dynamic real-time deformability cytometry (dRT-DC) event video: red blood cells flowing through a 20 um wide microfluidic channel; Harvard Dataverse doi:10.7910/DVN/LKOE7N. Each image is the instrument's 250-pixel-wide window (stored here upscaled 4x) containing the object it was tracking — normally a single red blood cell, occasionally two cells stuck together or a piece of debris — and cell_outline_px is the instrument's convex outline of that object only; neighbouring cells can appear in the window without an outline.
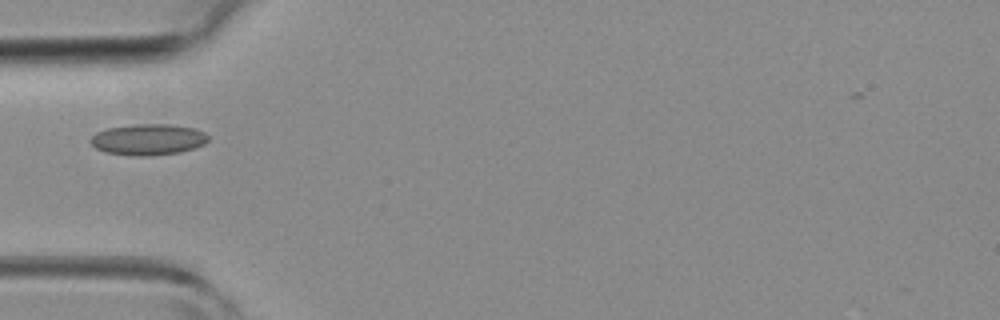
{"species": "common noctule bat (a hibernating species)", "species_latin": "Nyctalus noctula", "temperature_condition": "room temperature", "stored_images_in_passage": 2, "camera_frame_rate_fps": 3000, "um_per_image_px": 0.085, "animal": {"sex": "female", "body_mass_g": 19.3, "forearm_length_mm": 54.1}, "frame": {"image": 1, "passage_image": 1, "time_ms": 0.0, "image_size_px": [1000, 320], "cell_outline_px": [[208, 140], [204, 144], [180, 152], [152, 156], [132, 156], [104, 152], [96, 148], [88, 140], [96, 132], [108, 128], [140, 124], [168, 124], [196, 128], [204, 132], [208, 136]], "centroid_in_image_um": [12.58, 11.86], "position_along_channel_um": 72.4, "area_um2": 21.39}}
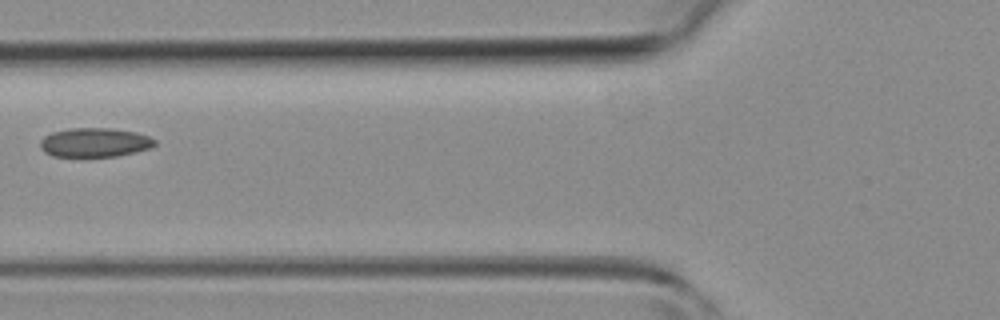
{"frame": {"image": 2, "passage_image": 2, "time_ms": 1.0, "image_size_px": [1000, 320], "cell_outline_px": [[156, 144], [148, 148], [116, 156], [52, 156], [44, 152], [40, 148], [40, 140], [44, 136], [52, 132], [72, 128], [112, 128], [136, 132], [148, 136], [156, 140]], "centroid_in_image_um": [8.01, 12.1], "position_along_channel_um": 117.8, "area_um2": 19.31}}